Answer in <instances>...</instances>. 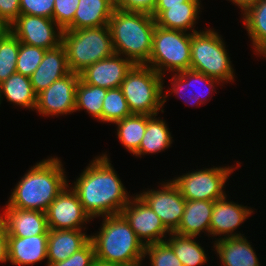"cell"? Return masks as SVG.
Listing matches in <instances>:
<instances>
[{
  "mask_svg": "<svg viewBox=\"0 0 266 266\" xmlns=\"http://www.w3.org/2000/svg\"><path fill=\"white\" fill-rule=\"evenodd\" d=\"M83 230L58 229L49 230L47 245V266L69 258L73 253L82 249L90 236Z\"/></svg>",
  "mask_w": 266,
  "mask_h": 266,
  "instance_id": "21",
  "label": "cell"
},
{
  "mask_svg": "<svg viewBox=\"0 0 266 266\" xmlns=\"http://www.w3.org/2000/svg\"><path fill=\"white\" fill-rule=\"evenodd\" d=\"M21 14L20 0H0V17L11 26Z\"/></svg>",
  "mask_w": 266,
  "mask_h": 266,
  "instance_id": "40",
  "label": "cell"
},
{
  "mask_svg": "<svg viewBox=\"0 0 266 266\" xmlns=\"http://www.w3.org/2000/svg\"><path fill=\"white\" fill-rule=\"evenodd\" d=\"M213 248L223 266H260L257 255L245 236L215 238Z\"/></svg>",
  "mask_w": 266,
  "mask_h": 266,
  "instance_id": "22",
  "label": "cell"
},
{
  "mask_svg": "<svg viewBox=\"0 0 266 266\" xmlns=\"http://www.w3.org/2000/svg\"><path fill=\"white\" fill-rule=\"evenodd\" d=\"M108 89L89 85L81 78L76 87L75 112L86 110L93 118L102 121L103 100Z\"/></svg>",
  "mask_w": 266,
  "mask_h": 266,
  "instance_id": "31",
  "label": "cell"
},
{
  "mask_svg": "<svg viewBox=\"0 0 266 266\" xmlns=\"http://www.w3.org/2000/svg\"><path fill=\"white\" fill-rule=\"evenodd\" d=\"M10 31L21 43L42 49H54L62 44L63 31L53 19L46 17L20 14Z\"/></svg>",
  "mask_w": 266,
  "mask_h": 266,
  "instance_id": "10",
  "label": "cell"
},
{
  "mask_svg": "<svg viewBox=\"0 0 266 266\" xmlns=\"http://www.w3.org/2000/svg\"><path fill=\"white\" fill-rule=\"evenodd\" d=\"M10 31V26L0 17V38Z\"/></svg>",
  "mask_w": 266,
  "mask_h": 266,
  "instance_id": "44",
  "label": "cell"
},
{
  "mask_svg": "<svg viewBox=\"0 0 266 266\" xmlns=\"http://www.w3.org/2000/svg\"><path fill=\"white\" fill-rule=\"evenodd\" d=\"M188 0H157L155 6H183Z\"/></svg>",
  "mask_w": 266,
  "mask_h": 266,
  "instance_id": "43",
  "label": "cell"
},
{
  "mask_svg": "<svg viewBox=\"0 0 266 266\" xmlns=\"http://www.w3.org/2000/svg\"><path fill=\"white\" fill-rule=\"evenodd\" d=\"M62 45L71 72L80 74L88 66L115 54L109 26L63 30Z\"/></svg>",
  "mask_w": 266,
  "mask_h": 266,
  "instance_id": "5",
  "label": "cell"
},
{
  "mask_svg": "<svg viewBox=\"0 0 266 266\" xmlns=\"http://www.w3.org/2000/svg\"><path fill=\"white\" fill-rule=\"evenodd\" d=\"M213 207V201L186 200L183 217L174 232L193 237H197L202 232H207L206 234L210 235Z\"/></svg>",
  "mask_w": 266,
  "mask_h": 266,
  "instance_id": "25",
  "label": "cell"
},
{
  "mask_svg": "<svg viewBox=\"0 0 266 266\" xmlns=\"http://www.w3.org/2000/svg\"><path fill=\"white\" fill-rule=\"evenodd\" d=\"M169 236L165 242L173 249L183 266H201L207 263L208 258L204 247L193 240L196 237L180 235L175 232H171Z\"/></svg>",
  "mask_w": 266,
  "mask_h": 266,
  "instance_id": "29",
  "label": "cell"
},
{
  "mask_svg": "<svg viewBox=\"0 0 266 266\" xmlns=\"http://www.w3.org/2000/svg\"><path fill=\"white\" fill-rule=\"evenodd\" d=\"M58 157L37 162L16 184L5 208L45 212L68 184Z\"/></svg>",
  "mask_w": 266,
  "mask_h": 266,
  "instance_id": "2",
  "label": "cell"
},
{
  "mask_svg": "<svg viewBox=\"0 0 266 266\" xmlns=\"http://www.w3.org/2000/svg\"><path fill=\"white\" fill-rule=\"evenodd\" d=\"M121 214L144 245L165 242L166 233H171L137 194L124 206Z\"/></svg>",
  "mask_w": 266,
  "mask_h": 266,
  "instance_id": "12",
  "label": "cell"
},
{
  "mask_svg": "<svg viewBox=\"0 0 266 266\" xmlns=\"http://www.w3.org/2000/svg\"><path fill=\"white\" fill-rule=\"evenodd\" d=\"M49 230H82L91 220L76 192L67 184L45 211Z\"/></svg>",
  "mask_w": 266,
  "mask_h": 266,
  "instance_id": "14",
  "label": "cell"
},
{
  "mask_svg": "<svg viewBox=\"0 0 266 266\" xmlns=\"http://www.w3.org/2000/svg\"><path fill=\"white\" fill-rule=\"evenodd\" d=\"M2 95L14 105L35 110L37 94L31 85L30 77L17 72L10 75L0 84V101L3 100Z\"/></svg>",
  "mask_w": 266,
  "mask_h": 266,
  "instance_id": "26",
  "label": "cell"
},
{
  "mask_svg": "<svg viewBox=\"0 0 266 266\" xmlns=\"http://www.w3.org/2000/svg\"><path fill=\"white\" fill-rule=\"evenodd\" d=\"M254 210L247 206L228 201L226 195L214 201L210 220V235L226 237H240L244 234L234 232L240 224L253 213ZM235 234H234V233Z\"/></svg>",
  "mask_w": 266,
  "mask_h": 266,
  "instance_id": "16",
  "label": "cell"
},
{
  "mask_svg": "<svg viewBox=\"0 0 266 266\" xmlns=\"http://www.w3.org/2000/svg\"><path fill=\"white\" fill-rule=\"evenodd\" d=\"M169 80L171 81V84H172V87H171L172 89L170 88L171 94L175 93L176 95H178L181 98L183 96H187L185 94L184 90L190 91V93L186 91L188 93V95H189V96H187L189 101H186L185 99L184 100L186 101L185 103L189 102L193 106H194L195 103L204 104L205 101L208 100L206 97H208V95L210 94L209 91H215L214 90L215 89L214 88L215 84L217 85V84L221 83L217 79H214L212 77H209V76L203 74L202 72H198V71H195V70H192V69H187L185 71H181V72L175 73V74H173V77L171 79H169ZM196 84H197V86H198V84H203V85L205 84L206 87H204V88L208 87L209 89L207 88L206 92H204L205 91L204 88L202 89L203 92H201L202 90H200L198 92L197 91L198 89L192 90V89H195L194 86ZM190 88H191V90H188ZM207 92H209V93H207Z\"/></svg>",
  "mask_w": 266,
  "mask_h": 266,
  "instance_id": "23",
  "label": "cell"
},
{
  "mask_svg": "<svg viewBox=\"0 0 266 266\" xmlns=\"http://www.w3.org/2000/svg\"><path fill=\"white\" fill-rule=\"evenodd\" d=\"M46 49L20 42L16 72L30 77L41 63Z\"/></svg>",
  "mask_w": 266,
  "mask_h": 266,
  "instance_id": "34",
  "label": "cell"
},
{
  "mask_svg": "<svg viewBox=\"0 0 266 266\" xmlns=\"http://www.w3.org/2000/svg\"><path fill=\"white\" fill-rule=\"evenodd\" d=\"M6 234V220L5 215L0 214V238H2Z\"/></svg>",
  "mask_w": 266,
  "mask_h": 266,
  "instance_id": "46",
  "label": "cell"
},
{
  "mask_svg": "<svg viewBox=\"0 0 266 266\" xmlns=\"http://www.w3.org/2000/svg\"><path fill=\"white\" fill-rule=\"evenodd\" d=\"M8 262L7 234L0 238V263Z\"/></svg>",
  "mask_w": 266,
  "mask_h": 266,
  "instance_id": "41",
  "label": "cell"
},
{
  "mask_svg": "<svg viewBox=\"0 0 266 266\" xmlns=\"http://www.w3.org/2000/svg\"><path fill=\"white\" fill-rule=\"evenodd\" d=\"M114 8L115 0H79L73 23L66 30L106 26Z\"/></svg>",
  "mask_w": 266,
  "mask_h": 266,
  "instance_id": "24",
  "label": "cell"
},
{
  "mask_svg": "<svg viewBox=\"0 0 266 266\" xmlns=\"http://www.w3.org/2000/svg\"><path fill=\"white\" fill-rule=\"evenodd\" d=\"M108 26L115 54L134 64L148 62L156 27L151 14L114 8Z\"/></svg>",
  "mask_w": 266,
  "mask_h": 266,
  "instance_id": "3",
  "label": "cell"
},
{
  "mask_svg": "<svg viewBox=\"0 0 266 266\" xmlns=\"http://www.w3.org/2000/svg\"><path fill=\"white\" fill-rule=\"evenodd\" d=\"M4 211L7 236L31 237L49 232L45 212L18 208Z\"/></svg>",
  "mask_w": 266,
  "mask_h": 266,
  "instance_id": "19",
  "label": "cell"
},
{
  "mask_svg": "<svg viewBox=\"0 0 266 266\" xmlns=\"http://www.w3.org/2000/svg\"><path fill=\"white\" fill-rule=\"evenodd\" d=\"M160 187L137 195L157 214L164 226L174 232L180 225L186 200L171 180L162 182Z\"/></svg>",
  "mask_w": 266,
  "mask_h": 266,
  "instance_id": "11",
  "label": "cell"
},
{
  "mask_svg": "<svg viewBox=\"0 0 266 266\" xmlns=\"http://www.w3.org/2000/svg\"><path fill=\"white\" fill-rule=\"evenodd\" d=\"M117 125V136L127 151L133 155L138 151L147 127L146 114H132L114 123Z\"/></svg>",
  "mask_w": 266,
  "mask_h": 266,
  "instance_id": "30",
  "label": "cell"
},
{
  "mask_svg": "<svg viewBox=\"0 0 266 266\" xmlns=\"http://www.w3.org/2000/svg\"><path fill=\"white\" fill-rule=\"evenodd\" d=\"M94 159L71 188L78 195L83 209L91 219L120 214L131 197L107 154Z\"/></svg>",
  "mask_w": 266,
  "mask_h": 266,
  "instance_id": "1",
  "label": "cell"
},
{
  "mask_svg": "<svg viewBox=\"0 0 266 266\" xmlns=\"http://www.w3.org/2000/svg\"><path fill=\"white\" fill-rule=\"evenodd\" d=\"M20 41L9 31L0 38V84L16 73Z\"/></svg>",
  "mask_w": 266,
  "mask_h": 266,
  "instance_id": "33",
  "label": "cell"
},
{
  "mask_svg": "<svg viewBox=\"0 0 266 266\" xmlns=\"http://www.w3.org/2000/svg\"><path fill=\"white\" fill-rule=\"evenodd\" d=\"M191 36L179 30L165 29L156 25L152 51L145 64L153 68L162 77L168 72L178 73L190 69Z\"/></svg>",
  "mask_w": 266,
  "mask_h": 266,
  "instance_id": "8",
  "label": "cell"
},
{
  "mask_svg": "<svg viewBox=\"0 0 266 266\" xmlns=\"http://www.w3.org/2000/svg\"><path fill=\"white\" fill-rule=\"evenodd\" d=\"M70 72L66 51L62 44L54 49L46 50L41 63L30 76L34 92L39 94Z\"/></svg>",
  "mask_w": 266,
  "mask_h": 266,
  "instance_id": "18",
  "label": "cell"
},
{
  "mask_svg": "<svg viewBox=\"0 0 266 266\" xmlns=\"http://www.w3.org/2000/svg\"><path fill=\"white\" fill-rule=\"evenodd\" d=\"M157 0H115V8L152 14Z\"/></svg>",
  "mask_w": 266,
  "mask_h": 266,
  "instance_id": "39",
  "label": "cell"
},
{
  "mask_svg": "<svg viewBox=\"0 0 266 266\" xmlns=\"http://www.w3.org/2000/svg\"><path fill=\"white\" fill-rule=\"evenodd\" d=\"M96 258L93 243L89 241L78 252L73 253L69 258L49 266H91Z\"/></svg>",
  "mask_w": 266,
  "mask_h": 266,
  "instance_id": "38",
  "label": "cell"
},
{
  "mask_svg": "<svg viewBox=\"0 0 266 266\" xmlns=\"http://www.w3.org/2000/svg\"><path fill=\"white\" fill-rule=\"evenodd\" d=\"M166 121L147 115V127L141 140L138 151L134 154L141 157L146 154H155L166 150L172 144L170 130H168Z\"/></svg>",
  "mask_w": 266,
  "mask_h": 266,
  "instance_id": "27",
  "label": "cell"
},
{
  "mask_svg": "<svg viewBox=\"0 0 266 266\" xmlns=\"http://www.w3.org/2000/svg\"><path fill=\"white\" fill-rule=\"evenodd\" d=\"M147 255L151 266H183L166 242L145 245L144 257Z\"/></svg>",
  "mask_w": 266,
  "mask_h": 266,
  "instance_id": "35",
  "label": "cell"
},
{
  "mask_svg": "<svg viewBox=\"0 0 266 266\" xmlns=\"http://www.w3.org/2000/svg\"><path fill=\"white\" fill-rule=\"evenodd\" d=\"M8 262L26 266L47 259L48 234L31 237L7 236Z\"/></svg>",
  "mask_w": 266,
  "mask_h": 266,
  "instance_id": "20",
  "label": "cell"
},
{
  "mask_svg": "<svg viewBox=\"0 0 266 266\" xmlns=\"http://www.w3.org/2000/svg\"><path fill=\"white\" fill-rule=\"evenodd\" d=\"M228 1H232L233 4L237 5L241 9V12L243 14L247 9L254 6L259 0H228Z\"/></svg>",
  "mask_w": 266,
  "mask_h": 266,
  "instance_id": "42",
  "label": "cell"
},
{
  "mask_svg": "<svg viewBox=\"0 0 266 266\" xmlns=\"http://www.w3.org/2000/svg\"><path fill=\"white\" fill-rule=\"evenodd\" d=\"M200 0H188L183 6H155L152 17L157 26L191 33L197 32L194 29L196 20L199 18L201 9Z\"/></svg>",
  "mask_w": 266,
  "mask_h": 266,
  "instance_id": "17",
  "label": "cell"
},
{
  "mask_svg": "<svg viewBox=\"0 0 266 266\" xmlns=\"http://www.w3.org/2000/svg\"><path fill=\"white\" fill-rule=\"evenodd\" d=\"M153 68L145 64H135L127 73L120 85V89L128 103L132 114H146L157 117L158 111L168 97L164 94L163 79ZM162 108V109H161Z\"/></svg>",
  "mask_w": 266,
  "mask_h": 266,
  "instance_id": "6",
  "label": "cell"
},
{
  "mask_svg": "<svg viewBox=\"0 0 266 266\" xmlns=\"http://www.w3.org/2000/svg\"><path fill=\"white\" fill-rule=\"evenodd\" d=\"M54 0H20V12L53 19Z\"/></svg>",
  "mask_w": 266,
  "mask_h": 266,
  "instance_id": "37",
  "label": "cell"
},
{
  "mask_svg": "<svg viewBox=\"0 0 266 266\" xmlns=\"http://www.w3.org/2000/svg\"><path fill=\"white\" fill-rule=\"evenodd\" d=\"M80 74L70 72L37 94L35 110L43 116L75 112L76 87Z\"/></svg>",
  "mask_w": 266,
  "mask_h": 266,
  "instance_id": "13",
  "label": "cell"
},
{
  "mask_svg": "<svg viewBox=\"0 0 266 266\" xmlns=\"http://www.w3.org/2000/svg\"><path fill=\"white\" fill-rule=\"evenodd\" d=\"M234 167H212L192 171L171 181L178 187L185 200L216 201L223 198L225 183Z\"/></svg>",
  "mask_w": 266,
  "mask_h": 266,
  "instance_id": "9",
  "label": "cell"
},
{
  "mask_svg": "<svg viewBox=\"0 0 266 266\" xmlns=\"http://www.w3.org/2000/svg\"><path fill=\"white\" fill-rule=\"evenodd\" d=\"M102 218L100 231L90 235L96 258L121 266H141L145 259V245L125 217L120 213Z\"/></svg>",
  "mask_w": 266,
  "mask_h": 266,
  "instance_id": "4",
  "label": "cell"
},
{
  "mask_svg": "<svg viewBox=\"0 0 266 266\" xmlns=\"http://www.w3.org/2000/svg\"><path fill=\"white\" fill-rule=\"evenodd\" d=\"M243 21L256 54L261 56L266 50V0H259L247 9Z\"/></svg>",
  "mask_w": 266,
  "mask_h": 266,
  "instance_id": "28",
  "label": "cell"
},
{
  "mask_svg": "<svg viewBox=\"0 0 266 266\" xmlns=\"http://www.w3.org/2000/svg\"><path fill=\"white\" fill-rule=\"evenodd\" d=\"M102 106V122L116 123L132 115L120 87L107 90Z\"/></svg>",
  "mask_w": 266,
  "mask_h": 266,
  "instance_id": "32",
  "label": "cell"
},
{
  "mask_svg": "<svg viewBox=\"0 0 266 266\" xmlns=\"http://www.w3.org/2000/svg\"><path fill=\"white\" fill-rule=\"evenodd\" d=\"M134 65L130 59L114 54L88 66L80 73V78L89 85L105 89L117 88Z\"/></svg>",
  "mask_w": 266,
  "mask_h": 266,
  "instance_id": "15",
  "label": "cell"
},
{
  "mask_svg": "<svg viewBox=\"0 0 266 266\" xmlns=\"http://www.w3.org/2000/svg\"><path fill=\"white\" fill-rule=\"evenodd\" d=\"M78 3L79 0H54L53 20L62 31L73 23Z\"/></svg>",
  "mask_w": 266,
  "mask_h": 266,
  "instance_id": "36",
  "label": "cell"
},
{
  "mask_svg": "<svg viewBox=\"0 0 266 266\" xmlns=\"http://www.w3.org/2000/svg\"><path fill=\"white\" fill-rule=\"evenodd\" d=\"M91 266H121L119 264L116 263H111V262H106V261H102L100 259L95 258L93 260V263Z\"/></svg>",
  "mask_w": 266,
  "mask_h": 266,
  "instance_id": "45",
  "label": "cell"
},
{
  "mask_svg": "<svg viewBox=\"0 0 266 266\" xmlns=\"http://www.w3.org/2000/svg\"><path fill=\"white\" fill-rule=\"evenodd\" d=\"M223 38L209 28L192 33L190 69L219 80L234 81V69Z\"/></svg>",
  "mask_w": 266,
  "mask_h": 266,
  "instance_id": "7",
  "label": "cell"
},
{
  "mask_svg": "<svg viewBox=\"0 0 266 266\" xmlns=\"http://www.w3.org/2000/svg\"><path fill=\"white\" fill-rule=\"evenodd\" d=\"M261 55H263V57H266V50Z\"/></svg>",
  "mask_w": 266,
  "mask_h": 266,
  "instance_id": "47",
  "label": "cell"
}]
</instances>
